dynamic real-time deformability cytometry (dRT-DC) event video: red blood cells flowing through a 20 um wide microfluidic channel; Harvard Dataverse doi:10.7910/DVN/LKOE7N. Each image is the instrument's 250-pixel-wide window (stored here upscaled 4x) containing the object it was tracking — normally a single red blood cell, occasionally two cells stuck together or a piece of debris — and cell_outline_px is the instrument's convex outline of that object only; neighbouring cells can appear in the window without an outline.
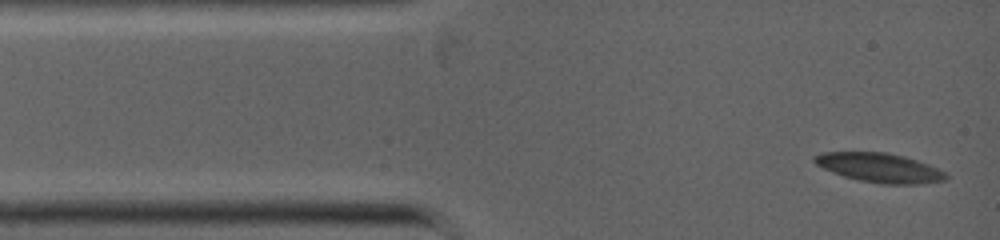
{"species": "common noctule bat (a hibernating species)", "species_latin": "Nyctalus noctula", "temperature_condition": "warm", "stored_images_in_passage": 3, "camera_frame_rate_fps": 5000, "um_per_image_px": 0.085, "animal": {"sex": "female", "body_mass_g": 19.0, "forearm_length_mm": 53.3}, "frame": {"image": 1, "passage_image": 1, "time_ms": 0.0, "image_size_px": [1000, 240], "cell_outline_px": [[948, 180], [916, 184], [880, 184], [860, 180], [844, 176], [832, 172], [816, 164], [812, 160], [812, 156], [824, 152], [888, 152], [904, 156], [928, 164], [944, 172], [948, 176]], "centroid_in_image_um": [74.76, 14.25], "position_along_channel_um": 10.2, "area_um2": 22.37}}